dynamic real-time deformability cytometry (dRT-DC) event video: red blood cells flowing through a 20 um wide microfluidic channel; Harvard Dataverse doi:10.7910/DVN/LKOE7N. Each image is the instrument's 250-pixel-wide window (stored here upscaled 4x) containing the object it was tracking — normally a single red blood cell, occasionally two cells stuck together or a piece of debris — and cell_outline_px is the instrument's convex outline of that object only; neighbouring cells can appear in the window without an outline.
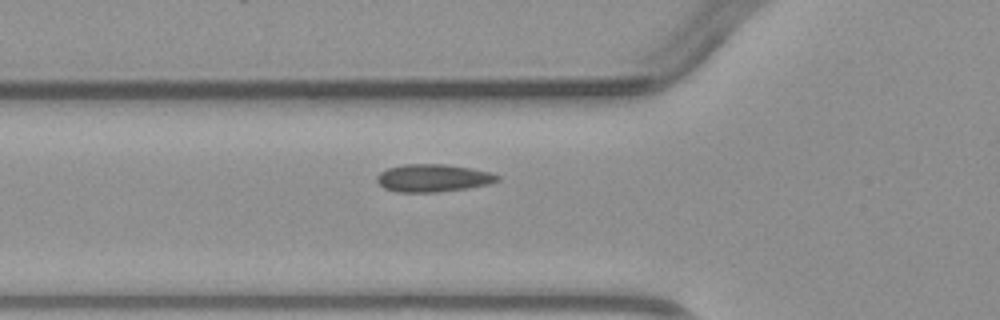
{"species": "common noctule bat (a hibernating species)", "species_latin": "Nyctalus noctula", "temperature_condition": "warm", "stored_images_in_passage": 5, "camera_frame_rate_fps": 3000, "um_per_image_px": 0.085, "animal": {"sex": "male", "body_mass_g": 23.1, "forearm_length_mm": 52.7}, "frame": {"image": 1, "passage_image": 5, "time_ms": 5.667, "image_size_px": [1000, 320], "cell_outline_px": [[500, 180], [488, 184], [468, 188], [436, 192], [396, 192], [384, 188], [376, 180], [376, 176], [380, 172], [388, 168], [404, 164], [444, 164], [472, 168], [488, 172], [500, 176]], "centroid_in_image_um": [36.79, 15.13], "position_along_channel_um": 89.0, "area_um2": 19.42}}